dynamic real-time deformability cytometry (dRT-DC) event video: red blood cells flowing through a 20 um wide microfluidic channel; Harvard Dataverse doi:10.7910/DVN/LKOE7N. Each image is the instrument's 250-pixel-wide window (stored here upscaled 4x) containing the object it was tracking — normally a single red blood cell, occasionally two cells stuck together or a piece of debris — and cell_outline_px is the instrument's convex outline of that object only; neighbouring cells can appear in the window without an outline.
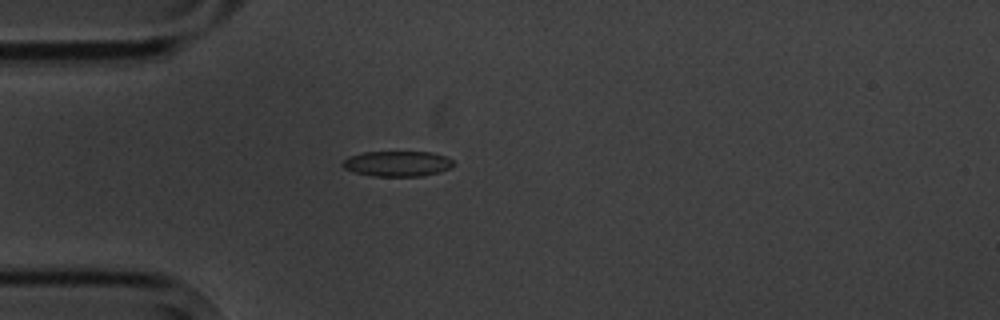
{"species": "common noctule bat (a hibernating species)", "species_latin": "Nyctalus noctula", "temperature_condition": "cold", "stored_images_in_passage": 9, "camera_frame_rate_fps": 3000, "um_per_image_px": 0.085, "animal": {"sex": "male", "body_mass_g": 20.1, "forearm_length_mm": 53.5}, "frame": {"image": 1, "passage_image": 3, "time_ms": 2.667, "image_size_px": [1000, 320], "cell_outline_px": [[456, 164], [440, 172], [420, 176], [372, 176], [356, 172], [344, 168], [340, 164], [348, 156], [364, 152], [432, 152], [444, 156], [452, 160]], "centroid_in_image_um": [33.76, 13.91], "position_along_channel_um": 51.2, "area_um2": 16.36}}
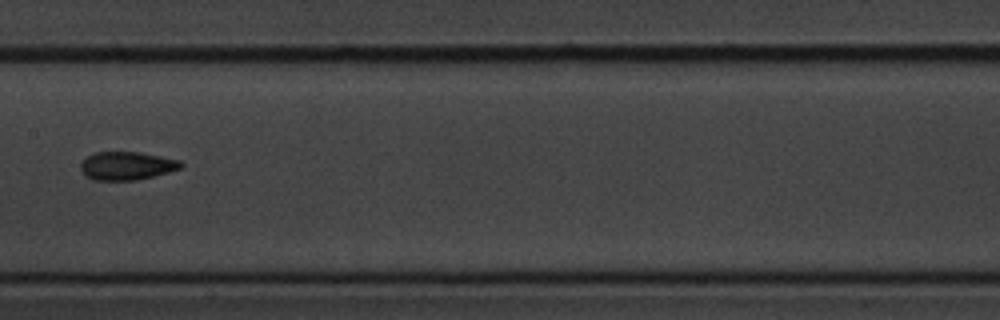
{"frame": {"image": 2, "passage_image": 7, "time_ms": 7.0, "image_size_px": [1000, 320], "cell_outline_px": [[184, 164], [180, 168], [168, 172], [136, 180], [92, 180], [80, 168], [80, 164], [88, 156], [96, 152], [140, 152], [180, 160]], "centroid_in_image_um": [10.79, 14.09], "position_along_channel_um": 196.6, "area_um2": 16.3}}
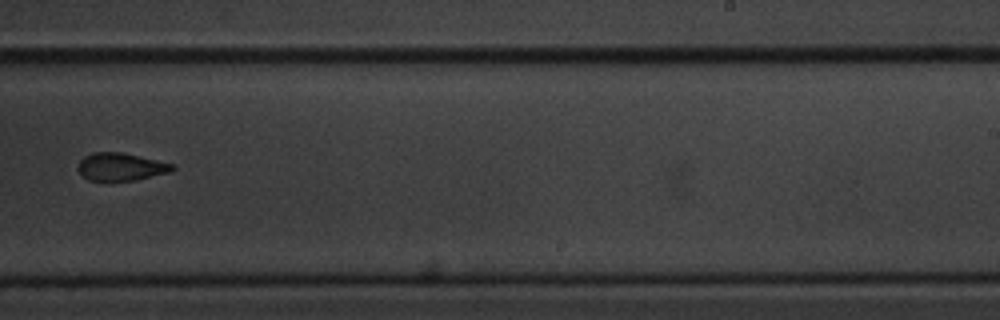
{"frame": {"image": 3, "passage_image": 9, "time_ms": 9.333, "image_size_px": [1000, 320], "cell_outline_px": [[176, 168], [172, 172], [132, 180], [88, 180], [76, 168], [80, 160], [84, 156], [92, 152], [120, 152], [176, 164]], "centroid_in_image_um": [10.29, 14.16], "position_along_channel_um": 278.7, "area_um2": 15.2}}